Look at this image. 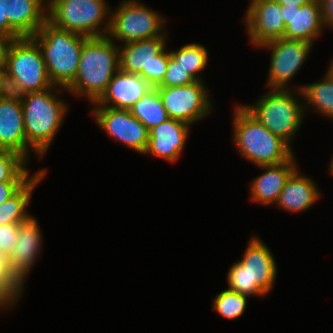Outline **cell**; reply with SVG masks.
<instances>
[{
    "mask_svg": "<svg viewBox=\"0 0 333 333\" xmlns=\"http://www.w3.org/2000/svg\"><path fill=\"white\" fill-rule=\"evenodd\" d=\"M233 142L238 153L256 166L275 165L294 156L291 146L258 122L239 104L233 108Z\"/></svg>",
    "mask_w": 333,
    "mask_h": 333,
    "instance_id": "obj_3",
    "label": "cell"
},
{
    "mask_svg": "<svg viewBox=\"0 0 333 333\" xmlns=\"http://www.w3.org/2000/svg\"><path fill=\"white\" fill-rule=\"evenodd\" d=\"M188 123L169 118L149 130V143L144 154L176 162L186 145L190 127Z\"/></svg>",
    "mask_w": 333,
    "mask_h": 333,
    "instance_id": "obj_20",
    "label": "cell"
},
{
    "mask_svg": "<svg viewBox=\"0 0 333 333\" xmlns=\"http://www.w3.org/2000/svg\"><path fill=\"white\" fill-rule=\"evenodd\" d=\"M5 66L13 94L21 96L54 86L40 48L31 37H20L13 42Z\"/></svg>",
    "mask_w": 333,
    "mask_h": 333,
    "instance_id": "obj_8",
    "label": "cell"
},
{
    "mask_svg": "<svg viewBox=\"0 0 333 333\" xmlns=\"http://www.w3.org/2000/svg\"><path fill=\"white\" fill-rule=\"evenodd\" d=\"M195 81L197 80L170 56L164 78L157 87L185 86Z\"/></svg>",
    "mask_w": 333,
    "mask_h": 333,
    "instance_id": "obj_30",
    "label": "cell"
},
{
    "mask_svg": "<svg viewBox=\"0 0 333 333\" xmlns=\"http://www.w3.org/2000/svg\"><path fill=\"white\" fill-rule=\"evenodd\" d=\"M312 45L311 42L279 38L258 46L271 52L266 86L269 89H289L288 82L307 61Z\"/></svg>",
    "mask_w": 333,
    "mask_h": 333,
    "instance_id": "obj_12",
    "label": "cell"
},
{
    "mask_svg": "<svg viewBox=\"0 0 333 333\" xmlns=\"http://www.w3.org/2000/svg\"><path fill=\"white\" fill-rule=\"evenodd\" d=\"M130 112L148 130H151L153 127L169 119L156 88H152L136 102L131 107Z\"/></svg>",
    "mask_w": 333,
    "mask_h": 333,
    "instance_id": "obj_25",
    "label": "cell"
},
{
    "mask_svg": "<svg viewBox=\"0 0 333 333\" xmlns=\"http://www.w3.org/2000/svg\"><path fill=\"white\" fill-rule=\"evenodd\" d=\"M107 4L106 0H47V21L86 37L106 36L112 10Z\"/></svg>",
    "mask_w": 333,
    "mask_h": 333,
    "instance_id": "obj_7",
    "label": "cell"
},
{
    "mask_svg": "<svg viewBox=\"0 0 333 333\" xmlns=\"http://www.w3.org/2000/svg\"><path fill=\"white\" fill-rule=\"evenodd\" d=\"M166 21V17L161 13L147 7L143 2L140 3L139 0H123L116 10L110 13L106 36L119 44L167 36L163 30Z\"/></svg>",
    "mask_w": 333,
    "mask_h": 333,
    "instance_id": "obj_9",
    "label": "cell"
},
{
    "mask_svg": "<svg viewBox=\"0 0 333 333\" xmlns=\"http://www.w3.org/2000/svg\"><path fill=\"white\" fill-rule=\"evenodd\" d=\"M25 284L13 273L9 257L0 249V310L13 308L19 302Z\"/></svg>",
    "mask_w": 333,
    "mask_h": 333,
    "instance_id": "obj_26",
    "label": "cell"
},
{
    "mask_svg": "<svg viewBox=\"0 0 333 333\" xmlns=\"http://www.w3.org/2000/svg\"><path fill=\"white\" fill-rule=\"evenodd\" d=\"M16 40L14 36L0 33V64H5L11 45Z\"/></svg>",
    "mask_w": 333,
    "mask_h": 333,
    "instance_id": "obj_34",
    "label": "cell"
},
{
    "mask_svg": "<svg viewBox=\"0 0 333 333\" xmlns=\"http://www.w3.org/2000/svg\"><path fill=\"white\" fill-rule=\"evenodd\" d=\"M19 223H7L0 225V249L7 256L13 252L18 240Z\"/></svg>",
    "mask_w": 333,
    "mask_h": 333,
    "instance_id": "obj_31",
    "label": "cell"
},
{
    "mask_svg": "<svg viewBox=\"0 0 333 333\" xmlns=\"http://www.w3.org/2000/svg\"><path fill=\"white\" fill-rule=\"evenodd\" d=\"M0 148L22 155L28 162L32 148L27 144L21 98L17 94L0 97Z\"/></svg>",
    "mask_w": 333,
    "mask_h": 333,
    "instance_id": "obj_15",
    "label": "cell"
},
{
    "mask_svg": "<svg viewBox=\"0 0 333 333\" xmlns=\"http://www.w3.org/2000/svg\"><path fill=\"white\" fill-rule=\"evenodd\" d=\"M247 297L229 289L223 290L214 297L212 309L226 319L239 318L246 310Z\"/></svg>",
    "mask_w": 333,
    "mask_h": 333,
    "instance_id": "obj_29",
    "label": "cell"
},
{
    "mask_svg": "<svg viewBox=\"0 0 333 333\" xmlns=\"http://www.w3.org/2000/svg\"><path fill=\"white\" fill-rule=\"evenodd\" d=\"M31 38L40 48L53 85L66 88L76 77L84 35L62 30L46 21Z\"/></svg>",
    "mask_w": 333,
    "mask_h": 333,
    "instance_id": "obj_4",
    "label": "cell"
},
{
    "mask_svg": "<svg viewBox=\"0 0 333 333\" xmlns=\"http://www.w3.org/2000/svg\"><path fill=\"white\" fill-rule=\"evenodd\" d=\"M28 162L22 155L11 150L0 153V183L4 181H29ZM30 176V177H29Z\"/></svg>",
    "mask_w": 333,
    "mask_h": 333,
    "instance_id": "obj_28",
    "label": "cell"
},
{
    "mask_svg": "<svg viewBox=\"0 0 333 333\" xmlns=\"http://www.w3.org/2000/svg\"><path fill=\"white\" fill-rule=\"evenodd\" d=\"M9 35L31 37L47 21V0H3Z\"/></svg>",
    "mask_w": 333,
    "mask_h": 333,
    "instance_id": "obj_19",
    "label": "cell"
},
{
    "mask_svg": "<svg viewBox=\"0 0 333 333\" xmlns=\"http://www.w3.org/2000/svg\"><path fill=\"white\" fill-rule=\"evenodd\" d=\"M38 221L34 216L19 223L18 240L9 257V266L13 273L23 282L33 268L42 250V235Z\"/></svg>",
    "mask_w": 333,
    "mask_h": 333,
    "instance_id": "obj_18",
    "label": "cell"
},
{
    "mask_svg": "<svg viewBox=\"0 0 333 333\" xmlns=\"http://www.w3.org/2000/svg\"><path fill=\"white\" fill-rule=\"evenodd\" d=\"M280 5L287 6H303L311 2L312 0H276Z\"/></svg>",
    "mask_w": 333,
    "mask_h": 333,
    "instance_id": "obj_37",
    "label": "cell"
},
{
    "mask_svg": "<svg viewBox=\"0 0 333 333\" xmlns=\"http://www.w3.org/2000/svg\"><path fill=\"white\" fill-rule=\"evenodd\" d=\"M64 90L54 85L43 91L20 96L26 141L33 150L31 152L40 160L46 155L68 111V104L58 95Z\"/></svg>",
    "mask_w": 333,
    "mask_h": 333,
    "instance_id": "obj_1",
    "label": "cell"
},
{
    "mask_svg": "<svg viewBox=\"0 0 333 333\" xmlns=\"http://www.w3.org/2000/svg\"><path fill=\"white\" fill-rule=\"evenodd\" d=\"M96 123L108 136L144 154L149 143V130L128 109L93 107Z\"/></svg>",
    "mask_w": 333,
    "mask_h": 333,
    "instance_id": "obj_13",
    "label": "cell"
},
{
    "mask_svg": "<svg viewBox=\"0 0 333 333\" xmlns=\"http://www.w3.org/2000/svg\"><path fill=\"white\" fill-rule=\"evenodd\" d=\"M243 18L248 40L254 47L284 36L286 27L276 0H251Z\"/></svg>",
    "mask_w": 333,
    "mask_h": 333,
    "instance_id": "obj_14",
    "label": "cell"
},
{
    "mask_svg": "<svg viewBox=\"0 0 333 333\" xmlns=\"http://www.w3.org/2000/svg\"><path fill=\"white\" fill-rule=\"evenodd\" d=\"M324 27L333 29V0H319Z\"/></svg>",
    "mask_w": 333,
    "mask_h": 333,
    "instance_id": "obj_33",
    "label": "cell"
},
{
    "mask_svg": "<svg viewBox=\"0 0 333 333\" xmlns=\"http://www.w3.org/2000/svg\"><path fill=\"white\" fill-rule=\"evenodd\" d=\"M153 87L139 74L118 70L108 83L106 91L92 107L128 109L138 102Z\"/></svg>",
    "mask_w": 333,
    "mask_h": 333,
    "instance_id": "obj_17",
    "label": "cell"
},
{
    "mask_svg": "<svg viewBox=\"0 0 333 333\" xmlns=\"http://www.w3.org/2000/svg\"><path fill=\"white\" fill-rule=\"evenodd\" d=\"M167 36H157L150 39L118 44L119 69L139 74L153 88L163 80L168 67L170 52H167Z\"/></svg>",
    "mask_w": 333,
    "mask_h": 333,
    "instance_id": "obj_10",
    "label": "cell"
},
{
    "mask_svg": "<svg viewBox=\"0 0 333 333\" xmlns=\"http://www.w3.org/2000/svg\"><path fill=\"white\" fill-rule=\"evenodd\" d=\"M118 70V44L107 36L88 37L80 52L77 75L65 91L94 103Z\"/></svg>",
    "mask_w": 333,
    "mask_h": 333,
    "instance_id": "obj_2",
    "label": "cell"
},
{
    "mask_svg": "<svg viewBox=\"0 0 333 333\" xmlns=\"http://www.w3.org/2000/svg\"><path fill=\"white\" fill-rule=\"evenodd\" d=\"M328 67L333 71V60H331L330 65Z\"/></svg>",
    "mask_w": 333,
    "mask_h": 333,
    "instance_id": "obj_39",
    "label": "cell"
},
{
    "mask_svg": "<svg viewBox=\"0 0 333 333\" xmlns=\"http://www.w3.org/2000/svg\"><path fill=\"white\" fill-rule=\"evenodd\" d=\"M269 89L252 105H241L252 117L291 146L304 120L301 90ZM299 97V98H298Z\"/></svg>",
    "mask_w": 333,
    "mask_h": 333,
    "instance_id": "obj_6",
    "label": "cell"
},
{
    "mask_svg": "<svg viewBox=\"0 0 333 333\" xmlns=\"http://www.w3.org/2000/svg\"><path fill=\"white\" fill-rule=\"evenodd\" d=\"M295 155L288 161L275 165L257 166L265 172L250 183V200L269 206L277 202L283 187L296 167Z\"/></svg>",
    "mask_w": 333,
    "mask_h": 333,
    "instance_id": "obj_21",
    "label": "cell"
},
{
    "mask_svg": "<svg viewBox=\"0 0 333 333\" xmlns=\"http://www.w3.org/2000/svg\"><path fill=\"white\" fill-rule=\"evenodd\" d=\"M155 88L168 117L184 121L191 126L199 120H204L213 108L204 81H195L185 86Z\"/></svg>",
    "mask_w": 333,
    "mask_h": 333,
    "instance_id": "obj_11",
    "label": "cell"
},
{
    "mask_svg": "<svg viewBox=\"0 0 333 333\" xmlns=\"http://www.w3.org/2000/svg\"><path fill=\"white\" fill-rule=\"evenodd\" d=\"M0 33L9 35L8 18L4 17L3 0H0Z\"/></svg>",
    "mask_w": 333,
    "mask_h": 333,
    "instance_id": "obj_36",
    "label": "cell"
},
{
    "mask_svg": "<svg viewBox=\"0 0 333 333\" xmlns=\"http://www.w3.org/2000/svg\"><path fill=\"white\" fill-rule=\"evenodd\" d=\"M12 93L5 64H0V97Z\"/></svg>",
    "mask_w": 333,
    "mask_h": 333,
    "instance_id": "obj_35",
    "label": "cell"
},
{
    "mask_svg": "<svg viewBox=\"0 0 333 333\" xmlns=\"http://www.w3.org/2000/svg\"><path fill=\"white\" fill-rule=\"evenodd\" d=\"M47 175V170L40 169L34 176L11 198L0 204V225L7 223H22L30 217L27 206L30 203L34 188Z\"/></svg>",
    "mask_w": 333,
    "mask_h": 333,
    "instance_id": "obj_23",
    "label": "cell"
},
{
    "mask_svg": "<svg viewBox=\"0 0 333 333\" xmlns=\"http://www.w3.org/2000/svg\"><path fill=\"white\" fill-rule=\"evenodd\" d=\"M326 71L321 82L305 84L297 89L301 90L305 100L304 110L313 106L319 114L333 119V71L329 67Z\"/></svg>",
    "mask_w": 333,
    "mask_h": 333,
    "instance_id": "obj_24",
    "label": "cell"
},
{
    "mask_svg": "<svg viewBox=\"0 0 333 333\" xmlns=\"http://www.w3.org/2000/svg\"><path fill=\"white\" fill-rule=\"evenodd\" d=\"M281 13L286 27L283 36L285 39L313 44L325 28L319 0H312L303 6L281 5Z\"/></svg>",
    "mask_w": 333,
    "mask_h": 333,
    "instance_id": "obj_16",
    "label": "cell"
},
{
    "mask_svg": "<svg viewBox=\"0 0 333 333\" xmlns=\"http://www.w3.org/2000/svg\"><path fill=\"white\" fill-rule=\"evenodd\" d=\"M170 54L197 81H203L198 74L202 73L208 63L209 53L205 46L199 43L185 44L178 50L170 51Z\"/></svg>",
    "mask_w": 333,
    "mask_h": 333,
    "instance_id": "obj_27",
    "label": "cell"
},
{
    "mask_svg": "<svg viewBox=\"0 0 333 333\" xmlns=\"http://www.w3.org/2000/svg\"><path fill=\"white\" fill-rule=\"evenodd\" d=\"M330 173H332L333 175V156H332V159H331V163L329 165V170H328Z\"/></svg>",
    "mask_w": 333,
    "mask_h": 333,
    "instance_id": "obj_38",
    "label": "cell"
},
{
    "mask_svg": "<svg viewBox=\"0 0 333 333\" xmlns=\"http://www.w3.org/2000/svg\"><path fill=\"white\" fill-rule=\"evenodd\" d=\"M28 181H4L0 183V204L15 195Z\"/></svg>",
    "mask_w": 333,
    "mask_h": 333,
    "instance_id": "obj_32",
    "label": "cell"
},
{
    "mask_svg": "<svg viewBox=\"0 0 333 333\" xmlns=\"http://www.w3.org/2000/svg\"><path fill=\"white\" fill-rule=\"evenodd\" d=\"M317 186L316 182L301 174L297 168L286 181L275 205L291 213H302L320 198L321 193Z\"/></svg>",
    "mask_w": 333,
    "mask_h": 333,
    "instance_id": "obj_22",
    "label": "cell"
},
{
    "mask_svg": "<svg viewBox=\"0 0 333 333\" xmlns=\"http://www.w3.org/2000/svg\"><path fill=\"white\" fill-rule=\"evenodd\" d=\"M243 254V258L229 268L228 289L248 297H264L270 293L277 277L275 258L269 247L254 235Z\"/></svg>",
    "mask_w": 333,
    "mask_h": 333,
    "instance_id": "obj_5",
    "label": "cell"
}]
</instances>
